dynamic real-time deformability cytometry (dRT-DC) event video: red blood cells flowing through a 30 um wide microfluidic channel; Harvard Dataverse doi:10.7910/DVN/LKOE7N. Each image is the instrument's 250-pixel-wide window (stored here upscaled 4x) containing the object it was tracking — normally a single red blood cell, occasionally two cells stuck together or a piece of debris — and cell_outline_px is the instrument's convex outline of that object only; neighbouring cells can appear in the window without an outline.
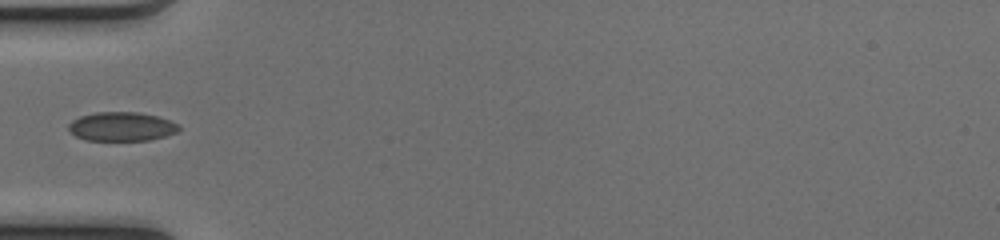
{"species": "common noctule bat (a hibernating species)", "species_latin": "Nyctalus noctula", "temperature_condition": "cold", "stored_images_in_passage": 34, "camera_frame_rate_fps": 3000, "um_per_image_px": 0.085, "animal": {"sex": "female", "body_mass_g": 17.0, "forearm_length_mm": 48.0}, "frame": {"image": 1, "passage_image": 1, "time_ms": 0.0, "image_size_px": [1000, 240], "cell_outline_px": [[180, 128], [176, 132], [164, 136], [148, 140], [84, 140], [68, 132], [68, 124], [72, 120], [80, 116], [96, 112], [136, 112], [156, 116], [180, 124]], "centroid_in_image_um": [10.29, 10.76], "position_along_channel_um": 74.7, "area_um2": 18.61}}
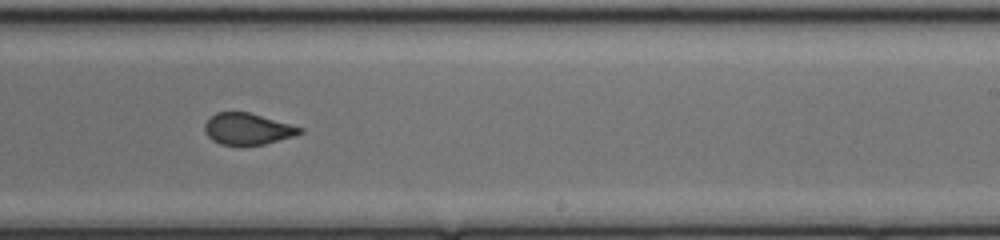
{"frame": {"image": 2, "passage_image": 15, "time_ms": 4.667, "image_size_px": [1000, 240], "cell_outline_px": [[304, 132], [292, 136], [264, 144], [244, 148], [220, 144], [212, 140], [204, 132], [204, 124], [216, 112], [248, 112], [304, 128]], "centroid_in_image_um": [21.01, 11.0], "position_along_channel_um": 268.0, "area_um2": 17.74}}
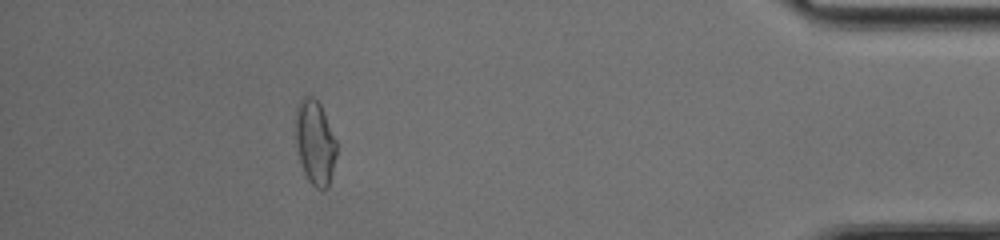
{"frame": {"image": 3, "passage_image": 29, "time_ms": 9.333, "image_size_px": [1000, 240], "cell_outline_px": [[336, 156], [328, 188], [316, 188], [308, 180], [304, 172], [296, 148], [296, 104], [304, 96], [312, 96], [320, 104], [336, 140]], "centroid_in_image_um": [26.77, 12.1], "position_along_channel_um": 408.4, "area_um2": 20.0}}